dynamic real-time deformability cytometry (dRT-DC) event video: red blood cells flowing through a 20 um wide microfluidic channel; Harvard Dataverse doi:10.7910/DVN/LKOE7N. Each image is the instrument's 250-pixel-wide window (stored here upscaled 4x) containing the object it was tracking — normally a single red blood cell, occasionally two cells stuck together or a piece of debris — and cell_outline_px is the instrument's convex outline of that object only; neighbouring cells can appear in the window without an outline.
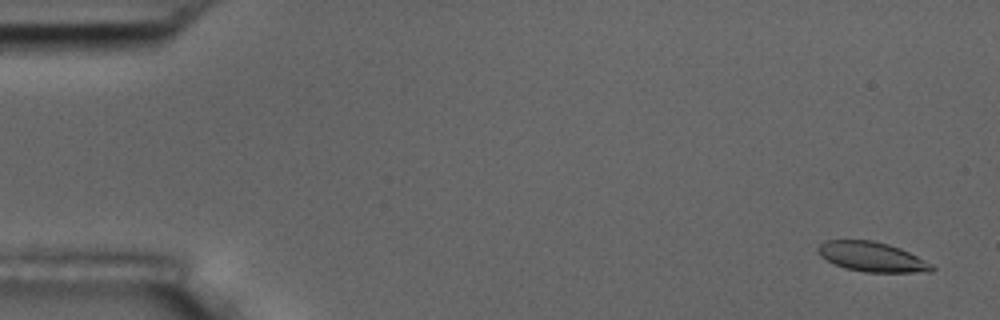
{"species": "common noctule bat (a hibernating species)", "species_latin": "Nyctalus noctula", "temperature_condition": "room temperature", "stored_images_in_passage": 57, "camera_frame_rate_fps": 3000, "um_per_image_px": 0.085, "animal": {"sex": "male", "body_mass_g": 17.5, "forearm_length_mm": 52.3}, "frame": {"image": 1, "passage_image": 3, "time_ms": 0.667, "image_size_px": [1000, 320], "cell_outline_px": [[936, 268], [932, 272], [864, 272], [844, 268], [820, 256], [816, 248], [820, 244], [828, 240], [872, 240], [888, 244], [900, 248], [932, 264]], "centroid_in_image_um": [74.12, 21.83], "position_along_channel_um": 10.9, "area_um2": 19.59}}
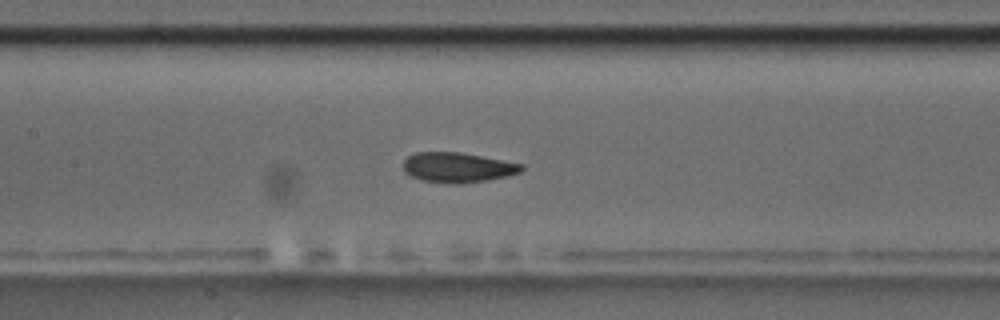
{"frame": {"image": 2, "passage_image": 27, "time_ms": 8.667, "image_size_px": [1000, 320], "cell_outline_px": [[524, 168], [520, 172], [508, 176], [460, 184], [456, 184], [424, 180], [412, 176], [404, 172], [404, 160], [408, 156], [416, 152], [460, 152], [504, 160], [524, 164]], "centroid_in_image_um": [38.92, 14.22], "position_along_channel_um": 168.5, "area_um2": 20.52}}
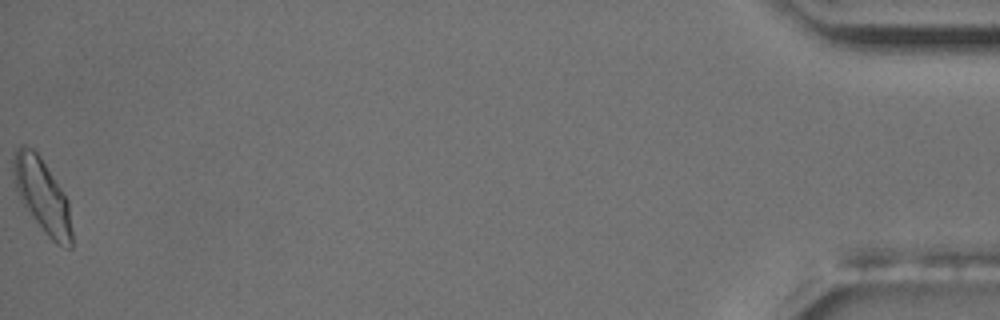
{"frame": {"image": 3, "passage_image": 57, "time_ms": 18.667, "image_size_px": [1000, 320], "cell_outline_px": [[72, 248], [68, 248], [56, 244], [48, 236], [20, 200], [16, 188], [12, 168], [12, 156], [16, 148], [20, 144], [24, 144], [32, 148], [40, 156], [68, 200], [72, 232]], "centroid_in_image_um": [3.58, 16.6], "position_along_channel_um": 431.6, "area_um2": 24.97}, "authors_computed_cell_mechanics": {"area_um2": 20.7502, "velocity_mm_per_s": 3.6102, "shape_relaxation_time_tau1_ms": 6.0826, "shape_relaxation_time_tau2_ms": 1.8938, "deformation_change_tau1": 0.1403, "deformation_change_tau2": 0.0634}}